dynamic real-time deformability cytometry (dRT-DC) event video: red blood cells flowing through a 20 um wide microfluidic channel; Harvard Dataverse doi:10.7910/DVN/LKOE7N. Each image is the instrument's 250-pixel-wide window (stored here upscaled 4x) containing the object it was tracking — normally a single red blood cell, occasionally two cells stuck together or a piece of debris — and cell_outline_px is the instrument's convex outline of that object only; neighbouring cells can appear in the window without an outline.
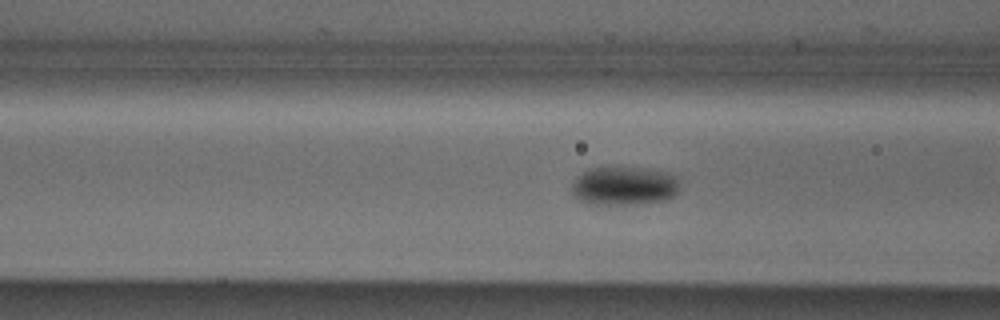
{"species": "Egyptian fruit bat (a non-hibernating species)", "species_latin": "Rousettus aegyptiacus", "temperature_condition": "cold", "stored_images_in_passage": 48, "camera_frame_rate_fps": 3000, "um_per_image_px": 0.085, "animal": {"sex": "male"}, "frame": {"image": 1, "passage_image": 14, "time_ms": 4.333, "image_size_px": [1000, 320], "cell_outline_px": [[676, 192], [672, 196], [664, 200], [628, 204], [592, 204], [576, 196], [572, 192], [572, 184], [576, 176], [588, 168], [616, 164], [620, 164], [644, 168], [664, 172], [676, 176]], "centroid_in_image_um": [52.98, 15.73], "position_along_channel_um": 113.6, "area_um2": 24.51}}
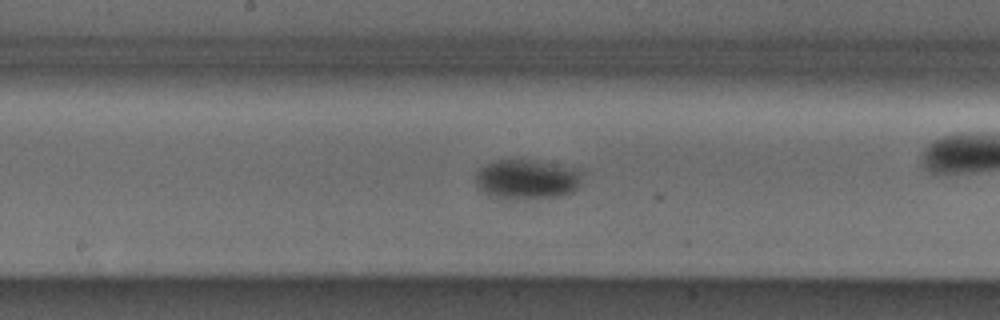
{"frame": {"image": 2, "passage_image": 21, "time_ms": 6.667, "image_size_px": [1000, 320], "cell_outline_px": [[584, 172], [580, 184], [572, 192], [556, 196], [488, 196], [476, 184], [476, 172], [480, 168], [496, 160], [532, 160], [580, 168]], "centroid_in_image_um": [44.84, 15.18], "position_along_channel_um": 203.4, "area_um2": 23.93}}
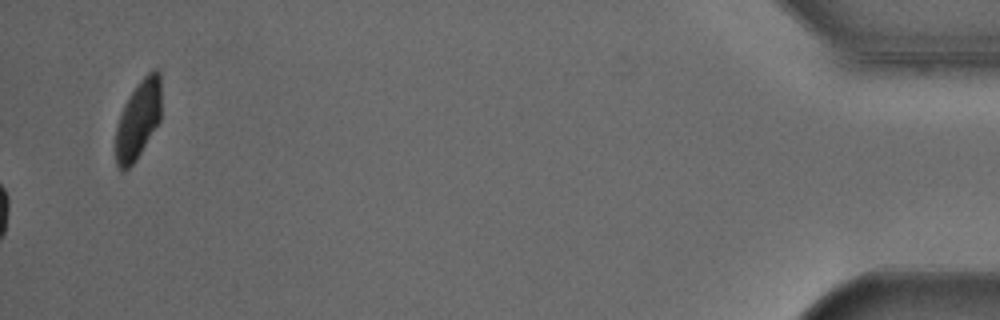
{"frame": {"image": 3, "passage_image": 48, "time_ms": 15.667, "image_size_px": [1000, 320], "cell_outline_px": [[160, 120], [136, 160], [124, 172], [116, 164], [116, 124], [120, 112], [124, 104], [140, 80], [152, 68], [156, 68], [160, 72]], "centroid_in_image_um": [11.74, 10.15], "position_along_channel_um": 423.5, "area_um2": 20.81}}